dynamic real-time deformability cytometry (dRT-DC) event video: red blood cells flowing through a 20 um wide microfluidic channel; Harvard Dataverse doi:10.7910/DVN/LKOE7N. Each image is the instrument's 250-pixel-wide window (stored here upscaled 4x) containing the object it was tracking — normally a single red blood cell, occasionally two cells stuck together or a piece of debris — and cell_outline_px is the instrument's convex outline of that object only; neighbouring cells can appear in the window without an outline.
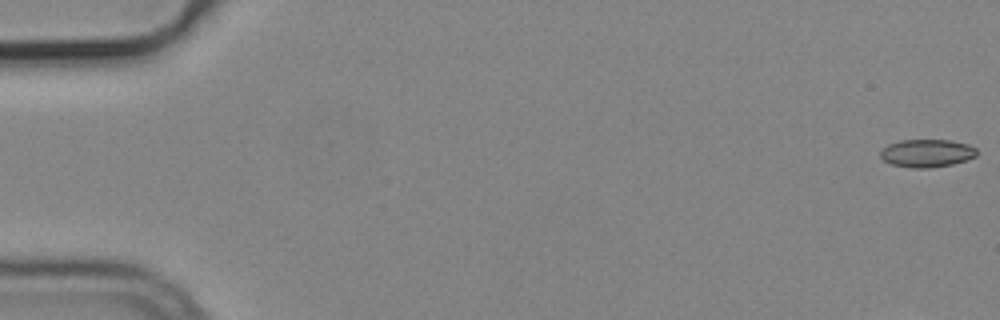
{"species": "common noctule bat (a hibernating species)", "species_latin": "Nyctalus noctula", "temperature_condition": "cold", "stored_images_in_passage": 6, "camera_frame_rate_fps": 3000, "um_per_image_px": 0.085, "animal": {"sex": "male", "body_mass_g": 19.2, "forearm_length_mm": 51.8}, "frame": {"image": 1, "passage_image": 1, "time_ms": 0.0, "image_size_px": [1000, 320], "cell_outline_px": [[976, 156], [968, 160], [952, 164], [928, 168], [912, 168], [892, 164], [884, 160], [880, 156], [880, 148], [888, 144], [900, 140], [948, 140], [968, 144], [976, 148]], "centroid_in_image_um": [78.76, 13.02], "position_along_channel_um": 6.2, "area_um2": 15.72}}